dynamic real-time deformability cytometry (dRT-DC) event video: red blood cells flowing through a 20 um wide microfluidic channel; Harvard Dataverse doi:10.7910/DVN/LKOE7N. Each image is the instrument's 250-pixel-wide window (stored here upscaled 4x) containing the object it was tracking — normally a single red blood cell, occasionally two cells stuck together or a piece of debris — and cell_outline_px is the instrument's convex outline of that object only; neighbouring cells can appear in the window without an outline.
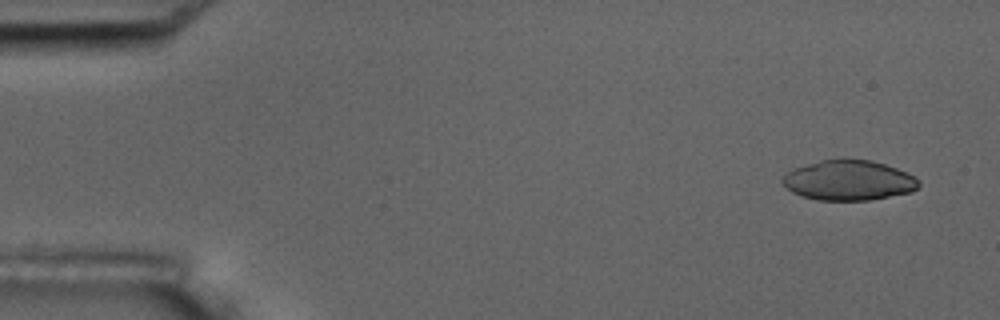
{"species": "common noctule bat (a hibernating species)", "species_latin": "Nyctalus noctula", "temperature_condition": "room temperature", "stored_images_in_passage": 4, "camera_frame_rate_fps": 3000, "um_per_image_px": 0.085, "animal": {"sex": "male", "body_mass_g": 17.5, "forearm_length_mm": 52.3}, "frame": {"image": 1, "passage_image": 1, "time_ms": 0.0, "image_size_px": [1000, 320], "cell_outline_px": [[920, 184], [912, 192], [868, 200], [820, 200], [804, 196], [792, 192], [780, 180], [784, 172], [792, 168], [820, 160], [844, 156], [872, 160], [896, 168], [916, 176]], "centroid_in_image_um": [72.11, 15.28], "position_along_channel_um": 12.9, "area_um2": 32.43}}